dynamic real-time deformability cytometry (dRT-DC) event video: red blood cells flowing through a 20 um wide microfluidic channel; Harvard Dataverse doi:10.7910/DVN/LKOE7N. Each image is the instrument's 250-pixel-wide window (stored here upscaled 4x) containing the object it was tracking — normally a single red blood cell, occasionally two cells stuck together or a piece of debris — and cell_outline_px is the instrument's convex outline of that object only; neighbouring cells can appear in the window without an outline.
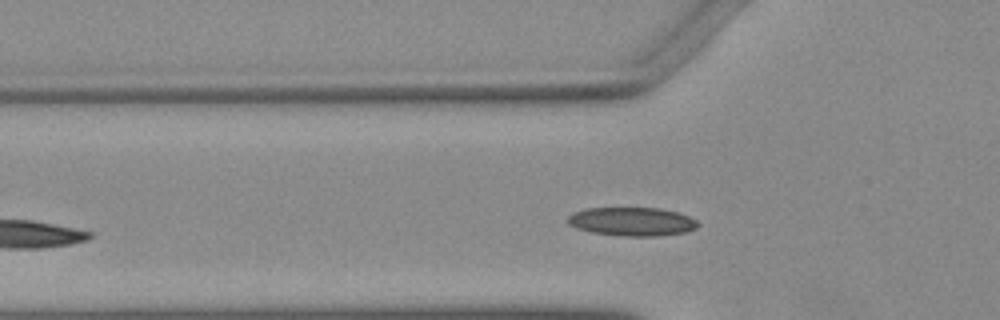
{"species": "Egyptian fruit bat (a non-hibernating species)", "species_latin": "Rousettus aegyptiacus", "temperature_condition": "warm", "stored_images_in_passage": 35, "camera_frame_rate_fps": 3000, "um_per_image_px": 0.085, "animal": {"sex": "female"}, "frame": {"image": 1, "passage_image": 13, "time_ms": 4.0, "image_size_px": [1000, 320], "cell_outline_px": [[700, 224], [696, 228], [688, 232], [660, 236], [624, 236], [592, 232], [576, 228], [568, 224], [564, 220], [572, 212], [588, 208], [660, 208], [680, 212], [696, 220]], "centroid_in_image_um": [53.72, 18.83], "position_along_channel_um": 72.1, "area_um2": 22.02}}
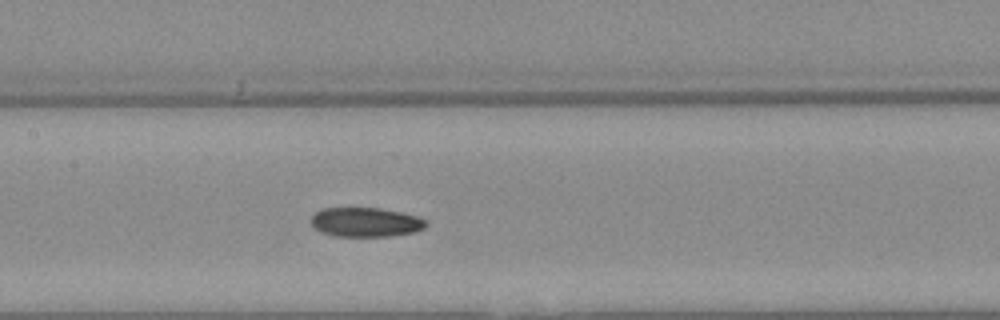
{"frame": {"image": 2, "passage_image": 21, "time_ms": 6.667, "image_size_px": [1000, 320], "cell_outline_px": [[428, 224], [424, 228], [416, 232], [388, 236], [332, 236], [320, 232], [312, 228], [308, 220], [316, 212], [324, 208], [380, 208], [400, 212], [416, 216], [428, 220]], "centroid_in_image_um": [31.04, 18.89], "position_along_channel_um": 176.4, "area_um2": 19.94}}
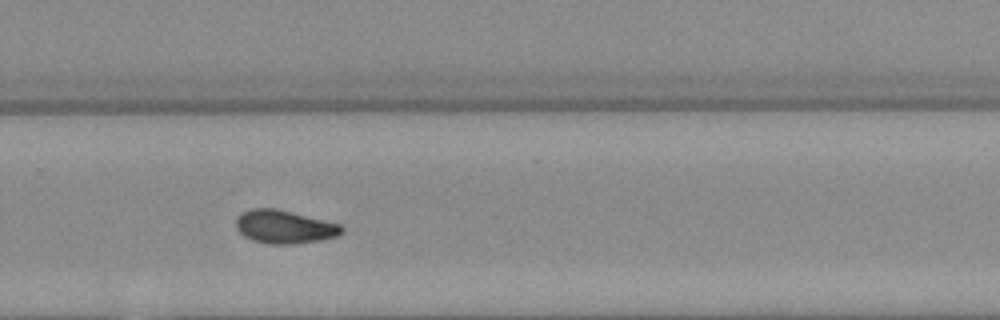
{"frame": {"image": 3, "passage_image": 31, "time_ms": 10.0, "image_size_px": [1000, 320], "cell_outline_px": [[344, 232], [336, 236], [320, 240], [296, 244], [268, 244], [252, 240], [244, 236], [236, 228], [236, 216], [240, 212], [252, 208], [276, 208], [340, 224], [344, 228]], "centroid_in_image_um": [24.15, 19.28], "position_along_channel_um": 305.7, "area_um2": 20.63}}